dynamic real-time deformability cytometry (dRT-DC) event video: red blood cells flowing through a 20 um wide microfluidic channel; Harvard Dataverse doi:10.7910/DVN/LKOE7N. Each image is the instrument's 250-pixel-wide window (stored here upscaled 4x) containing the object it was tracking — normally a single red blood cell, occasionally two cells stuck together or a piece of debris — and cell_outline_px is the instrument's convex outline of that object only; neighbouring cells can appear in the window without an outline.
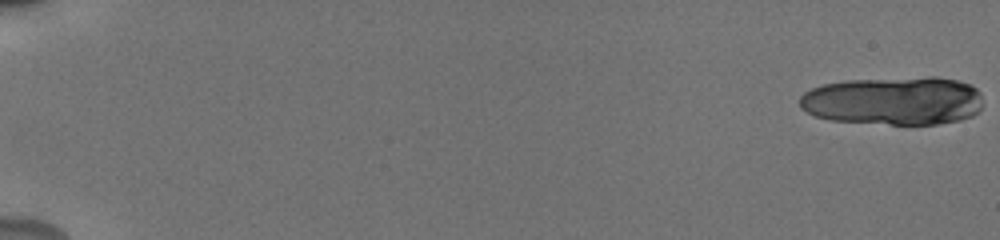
{"species": "human", "species_latin": "Homo sapiens", "temperature_condition": "cold", "stored_images_in_passage": 23, "camera_frame_rate_fps": 3000, "um_per_image_px": 0.085, "donor": {"sex": "male"}, "frame": {"image": 1, "passage_image": 1, "time_ms": 0.0, "image_size_px": [1000, 240], "cell_outline_px": [[980, 108], [972, 116], [960, 120], [936, 124], [888, 124], [832, 120], [816, 116], [800, 108], [800, 96], [804, 92], [812, 88], [824, 84], [848, 80], [928, 76], [936, 76], [956, 80], [972, 84], [980, 92]], "centroid_in_image_um": [75.97, 8.55], "position_along_channel_um": 9.0, "area_um2": 51.9}}